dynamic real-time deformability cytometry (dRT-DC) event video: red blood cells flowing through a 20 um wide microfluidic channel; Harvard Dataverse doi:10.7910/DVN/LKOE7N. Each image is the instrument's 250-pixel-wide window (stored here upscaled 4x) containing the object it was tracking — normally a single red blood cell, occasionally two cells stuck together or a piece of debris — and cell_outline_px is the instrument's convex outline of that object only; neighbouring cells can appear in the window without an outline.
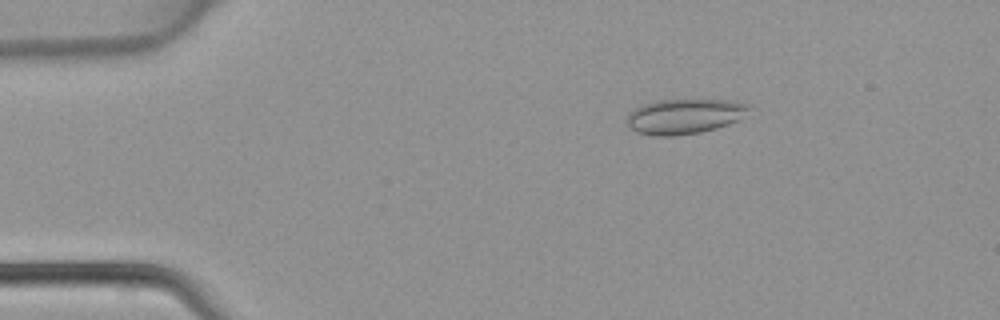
{"species": "common noctule bat (a hibernating species)", "species_latin": "Nyctalus noctula", "temperature_condition": "warm", "stored_images_in_passage": 5, "camera_frame_rate_fps": 3000, "um_per_image_px": 0.085, "animal": {"sex": "female", "body_mass_g": 22.7, "forearm_length_mm": 54.2}, "frame": {"image": 1, "passage_image": 5, "time_ms": 1.333, "image_size_px": [1000, 320], "cell_outline_px": [[748, 108], [736, 120], [728, 124], [716, 128], [700, 132], [672, 136], [656, 136], [636, 132], [628, 128], [628, 112], [644, 104], [656, 100], [732, 100], [748, 104]], "centroid_in_image_um": [58.1, 9.89], "position_along_channel_um": 26.9, "area_um2": 24.57}}